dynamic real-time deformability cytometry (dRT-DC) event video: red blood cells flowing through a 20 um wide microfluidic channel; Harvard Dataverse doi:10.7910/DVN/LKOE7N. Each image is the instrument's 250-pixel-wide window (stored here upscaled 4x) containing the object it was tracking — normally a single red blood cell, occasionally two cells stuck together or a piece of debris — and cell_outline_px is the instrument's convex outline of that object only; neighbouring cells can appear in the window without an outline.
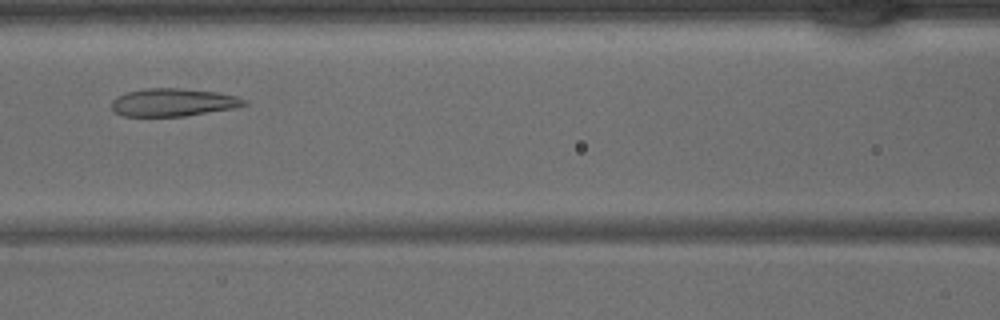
{"species": "common noctule bat (a hibernating species)", "species_latin": "Nyctalus noctula", "temperature_condition": "warm", "stored_images_in_passage": 32, "camera_frame_rate_fps": 3000, "um_per_image_px": 0.085, "animal": {"sex": "male", "body_mass_g": 15.6}, "frame": {"image": 1, "passage_image": 10, "time_ms": 3.0, "image_size_px": [1000, 320], "cell_outline_px": [[248, 104], [236, 108], [184, 116], [124, 116], [116, 112], [112, 108], [112, 100], [116, 96], [128, 92], [144, 88], [180, 88], [216, 92], [236, 96], [248, 100]], "centroid_in_image_um": [14.75, 8.7], "position_along_channel_um": 151.9, "area_um2": 21.56}}
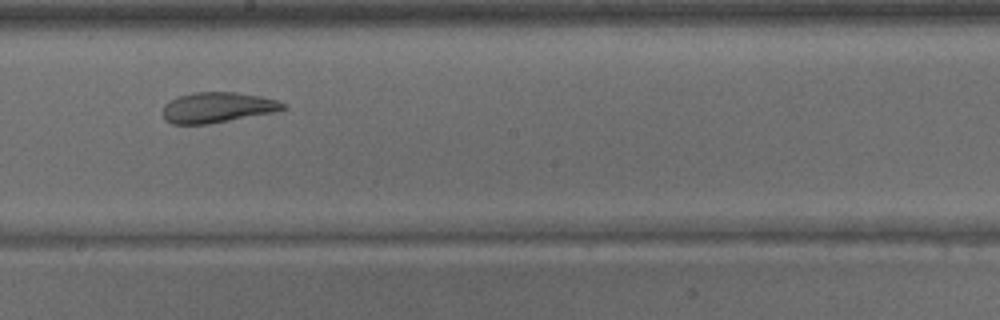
{"frame": {"image": 2, "passage_image": 15, "time_ms": 4.667, "image_size_px": [1000, 320], "cell_outline_px": [[288, 108], [276, 112], [208, 124], [172, 124], [164, 120], [164, 104], [180, 96], [192, 92], [236, 92], [260, 96], [276, 100], [288, 104]], "centroid_in_image_um": [18.53, 9.14], "position_along_channel_um": 229.7, "area_um2": 21.39}}
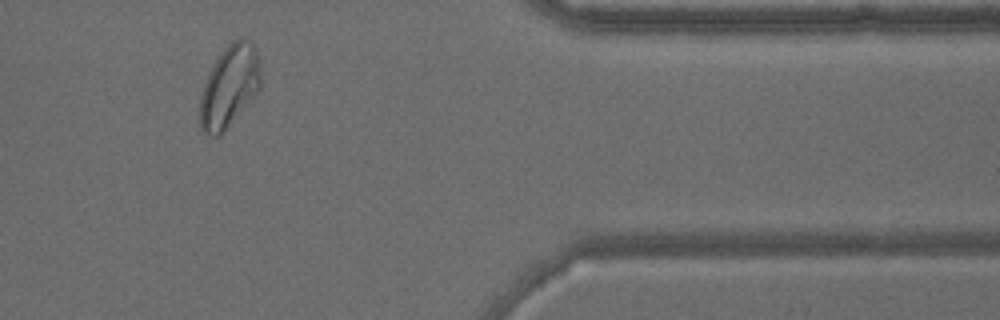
{"frame": {"image": 3, "passage_image": 27, "time_ms": 8.667, "image_size_px": [1000, 320], "cell_outline_px": [[260, 88], [224, 132], [220, 136], [208, 136], [200, 128], [200, 96], [204, 84], [220, 52], [232, 40], [240, 36], [252, 44], [256, 48], [260, 56]], "centroid_in_image_um": [19.5, 7.33], "position_along_channel_um": 391.9, "area_um2": 28.96}}